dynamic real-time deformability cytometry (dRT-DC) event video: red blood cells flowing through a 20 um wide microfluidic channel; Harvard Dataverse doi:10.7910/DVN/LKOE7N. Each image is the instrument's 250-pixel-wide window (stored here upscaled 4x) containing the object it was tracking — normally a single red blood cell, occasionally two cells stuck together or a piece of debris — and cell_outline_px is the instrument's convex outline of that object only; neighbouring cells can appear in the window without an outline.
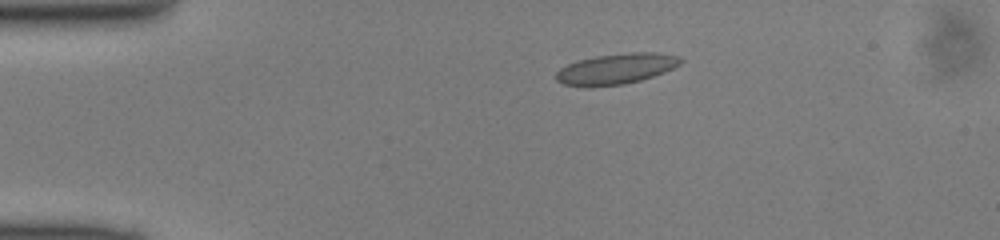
{"species": "common noctule bat (a hibernating species)", "species_latin": "Nyctalus noctula", "temperature_condition": "cold", "stored_images_in_passage": 40, "camera_frame_rate_fps": 3000, "um_per_image_px": 0.085, "animal": {"sex": "male", "body_mass_g": 13.0, "forearm_length_mm": 53.1}, "frame": {"image": 1, "passage_image": 1, "time_ms": 0.0, "image_size_px": [1000, 240], "cell_outline_px": [[684, 60], [680, 64], [664, 72], [640, 80], [624, 84], [564, 84], [556, 80], [556, 72], [560, 68], [568, 64], [580, 60], [596, 56], [628, 52], [656, 52], [680, 56]], "centroid_in_image_um": [52.45, 5.8], "position_along_channel_um": 32.5, "area_um2": 21.5}}
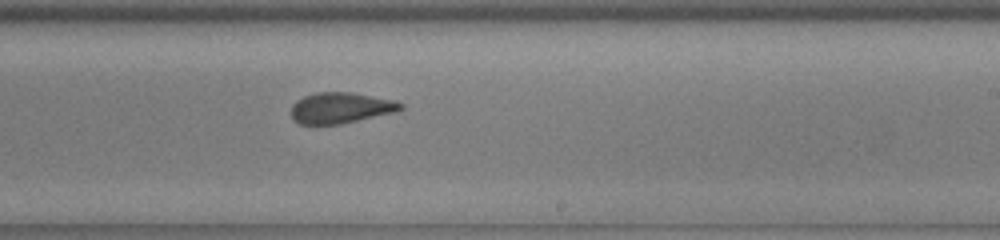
{"frame": {"image": 2, "passage_image": 21, "time_ms": 6.667, "image_size_px": [1000, 240], "cell_outline_px": [[404, 108], [396, 112], [340, 124], [300, 124], [292, 120], [292, 104], [296, 100], [304, 96], [316, 92], [352, 92], [392, 100], [404, 104]], "centroid_in_image_um": [28.95, 9.17], "position_along_channel_um": 260.1, "area_um2": 19.71}}
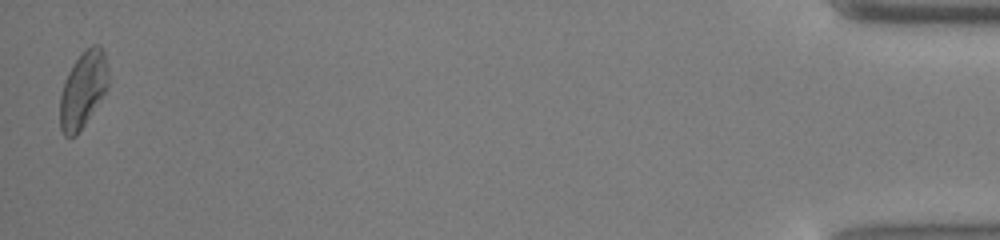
{"frame": {"image": 3, "passage_image": 40, "time_ms": 13.0, "image_size_px": [1000, 240], "cell_outline_px": [[108, 88], [76, 136], [64, 136], [60, 128], [60, 96], [64, 80], [72, 64], [92, 44], [100, 44], [104, 52], [108, 76]], "centroid_in_image_um": [7.04, 7.62], "position_along_channel_um": 428.2, "area_um2": 21.21}}